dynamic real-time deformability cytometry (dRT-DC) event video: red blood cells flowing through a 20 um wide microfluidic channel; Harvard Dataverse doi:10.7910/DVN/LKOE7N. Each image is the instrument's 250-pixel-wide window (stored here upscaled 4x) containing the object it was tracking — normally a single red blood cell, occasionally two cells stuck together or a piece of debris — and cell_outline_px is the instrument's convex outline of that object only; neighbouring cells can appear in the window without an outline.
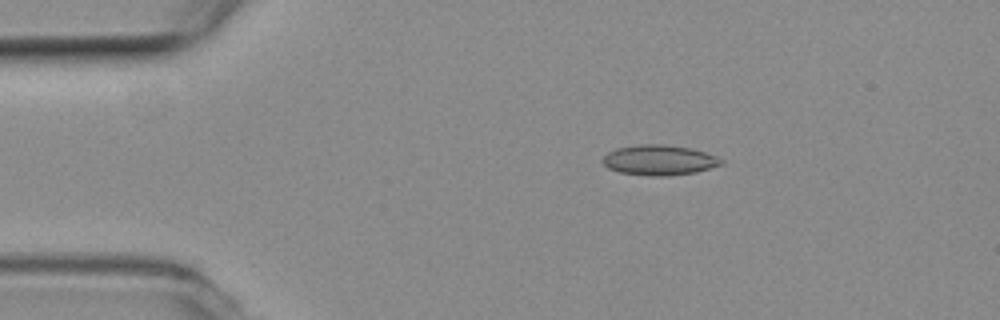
{"species": "common noctule bat (a hibernating species)", "species_latin": "Nyctalus noctula", "temperature_condition": "room temperature", "stored_images_in_passage": 7, "camera_frame_rate_fps": 3000, "um_per_image_px": 0.085, "animal": {"sex": "female", "body_mass_g": 19.3, "forearm_length_mm": 54.1}, "frame": {"image": 1, "passage_image": 2, "time_ms": 0.333, "image_size_px": [1000, 320], "cell_outline_px": [[724, 164], [696, 172], [668, 176], [652, 176], [620, 172], [608, 168], [600, 160], [608, 152], [616, 148], [640, 144], [664, 144], [692, 148], [716, 156], [724, 160]], "centroid_in_image_um": [56.04, 13.6], "position_along_channel_um": 29.0, "area_um2": 20.98}}
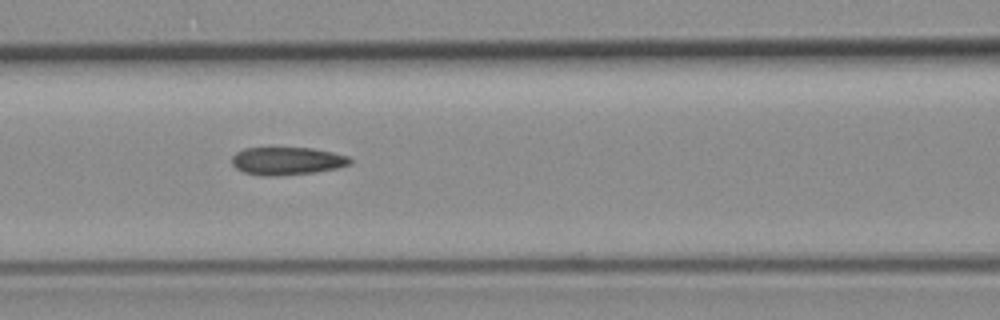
{"frame": {"image": 2, "passage_image": 6, "time_ms": 1.667, "image_size_px": [1000, 320], "cell_outline_px": [[352, 164], [336, 168], [316, 172], [280, 176], [264, 176], [244, 172], [236, 168], [232, 164], [232, 156], [236, 152], [244, 148], [312, 148], [332, 152], [348, 156], [352, 160]], "centroid_in_image_um": [24.4, 13.69], "position_along_channel_um": 142.2, "area_um2": 19.25}}
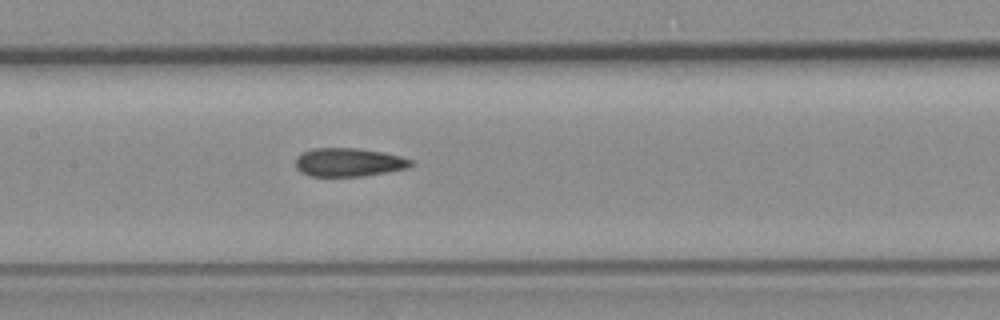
{"frame": {"image": 3, "passage_image": 7, "time_ms": 2.0, "image_size_px": [1000, 320], "cell_outline_px": [[412, 164], [408, 168], [388, 172], [364, 176], [308, 176], [300, 172], [296, 168], [296, 156], [300, 152], [312, 148], [356, 148], [380, 152], [400, 156], [412, 160]], "centroid_in_image_um": [29.59, 13.8], "position_along_channel_um": 177.8, "area_um2": 19.25}}